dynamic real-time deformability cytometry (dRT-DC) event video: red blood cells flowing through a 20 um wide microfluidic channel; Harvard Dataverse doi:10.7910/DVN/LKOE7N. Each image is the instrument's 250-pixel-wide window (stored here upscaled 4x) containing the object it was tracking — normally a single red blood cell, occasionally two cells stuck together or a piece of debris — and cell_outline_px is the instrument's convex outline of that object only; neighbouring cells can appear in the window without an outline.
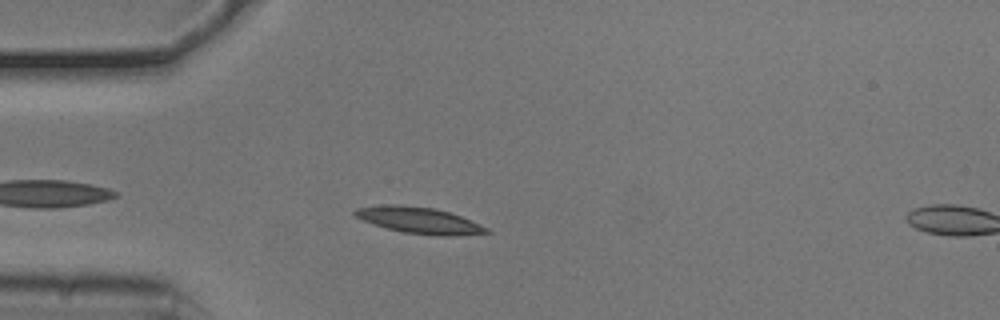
{"species": "common noctule bat (a hibernating species)", "species_latin": "Nyctalus noctula", "temperature_condition": "cold", "stored_images_in_passage": 3, "camera_frame_rate_fps": 3000, "um_per_image_px": 0.085, "animal": {"sex": "male", "body_mass_g": 20.5, "forearm_length_mm": 52.5}, "frame": {"image": 1, "passage_image": 1, "time_ms": 0.0, "image_size_px": [1000, 320], "cell_outline_px": [[492, 232], [448, 236], [404, 232], [372, 224], [356, 216], [352, 212], [356, 208], [392, 204], [400, 204], [432, 208], [448, 212], [472, 220], [488, 228]], "centroid_in_image_um": [35.64, 18.72], "position_along_channel_um": 49.4, "area_um2": 19.77}}